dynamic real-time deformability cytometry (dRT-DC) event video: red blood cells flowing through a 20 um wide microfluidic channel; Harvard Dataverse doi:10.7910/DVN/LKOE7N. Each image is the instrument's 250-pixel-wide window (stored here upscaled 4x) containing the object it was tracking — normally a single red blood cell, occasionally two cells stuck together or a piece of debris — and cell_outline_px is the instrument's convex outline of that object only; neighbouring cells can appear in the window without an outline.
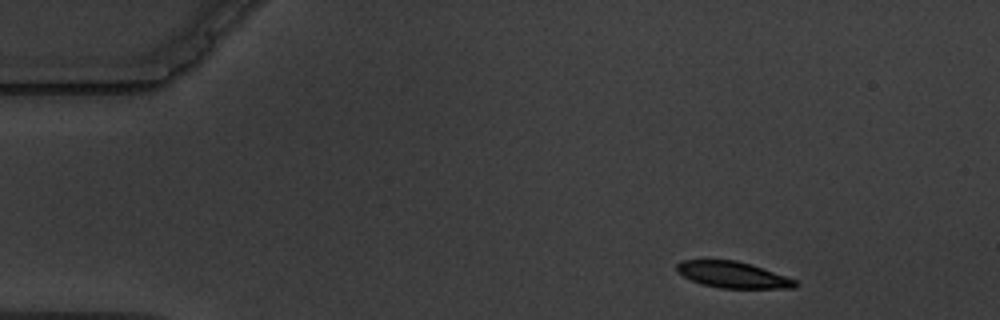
{"species": "common noctule bat (a hibernating species)", "species_latin": "Nyctalus noctula", "temperature_condition": "warm", "stored_images_in_passage": 3, "camera_frame_rate_fps": 3000, "um_per_image_px": 0.085, "animal": {"sex": "male", "body_mass_g": 19.5, "forearm_length_mm": 54.6}, "frame": {"image": 1, "passage_image": 1, "time_ms": 0.0, "image_size_px": [1000, 320], "cell_outline_px": [[800, 284], [796, 288], [720, 288], [700, 284], [676, 272], [676, 264], [680, 260], [736, 260], [752, 264], [796, 280]], "centroid_in_image_um": [62.28, 23.35], "position_along_channel_um": 22.7, "area_um2": 18.26}}